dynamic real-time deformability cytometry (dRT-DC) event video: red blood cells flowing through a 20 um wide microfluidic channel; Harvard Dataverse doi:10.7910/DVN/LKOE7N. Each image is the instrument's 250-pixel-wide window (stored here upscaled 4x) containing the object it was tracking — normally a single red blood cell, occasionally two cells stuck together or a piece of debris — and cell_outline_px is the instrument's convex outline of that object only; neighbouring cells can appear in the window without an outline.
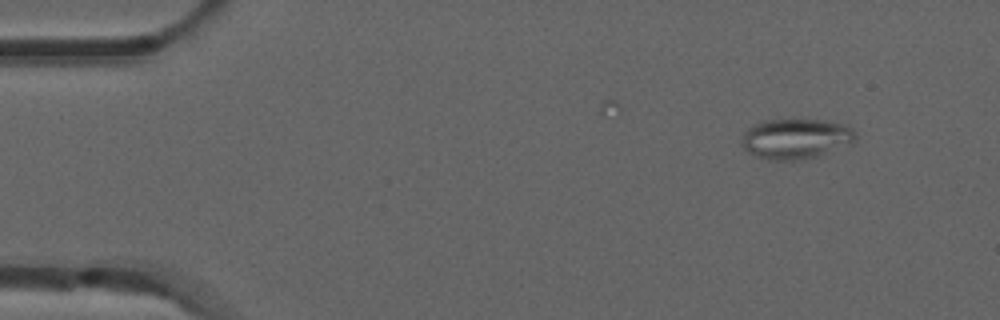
{"species": "common noctule bat (a hibernating species)", "species_latin": "Nyctalus noctula", "temperature_condition": "room temperature", "stored_images_in_passage": 7, "camera_frame_rate_fps": 3000, "um_per_image_px": 0.085, "animal": {"sex": "male", "forearm_length_mm": 52.5}, "frame": {"image": 1, "passage_image": 1, "time_ms": 0.0, "image_size_px": [1000, 320], "cell_outline_px": [[856, 140], [852, 144], [816, 156], [796, 160], [768, 160], [756, 156], [748, 152], [744, 148], [740, 140], [744, 132], [748, 128], [764, 120], [824, 120], [840, 124], [852, 128], [856, 136]], "centroid_in_image_um": [67.63, 11.8], "position_along_channel_um": 17.4, "area_um2": 26.53}}